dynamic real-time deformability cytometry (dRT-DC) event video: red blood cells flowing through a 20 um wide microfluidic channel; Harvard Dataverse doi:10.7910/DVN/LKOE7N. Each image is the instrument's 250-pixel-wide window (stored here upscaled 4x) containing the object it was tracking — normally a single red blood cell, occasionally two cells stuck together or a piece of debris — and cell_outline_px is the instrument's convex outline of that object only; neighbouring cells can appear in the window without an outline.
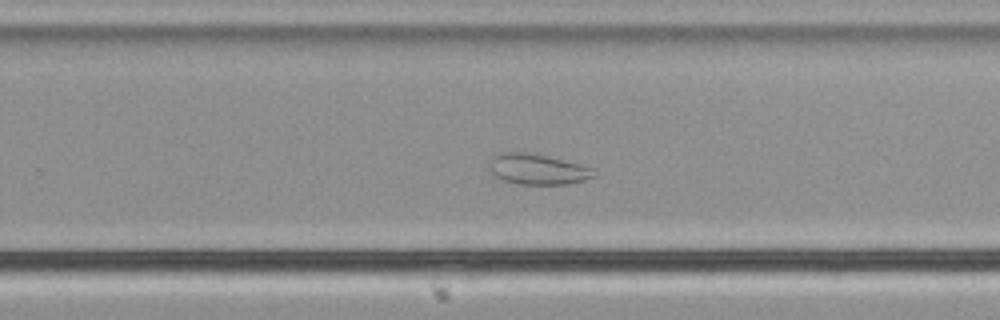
{"species": "common noctule bat (a hibernating species)", "species_latin": "Nyctalus noctula", "temperature_condition": "cold", "stored_images_in_passage": 58, "camera_frame_rate_fps": 3000, "um_per_image_px": 0.085, "animal": {"sex": "male", "body_mass_g": 21.5, "forearm_length_mm": 52.0}, "frame": {"image": 1, "passage_image": 38, "time_ms": 12.333, "image_size_px": [1000, 320], "cell_outline_px": [[596, 176], [584, 180], [568, 184], [520, 184], [500, 180], [492, 176], [488, 168], [488, 164], [492, 156], [500, 152], [528, 152], [548, 156], [596, 168]], "centroid_in_image_um": [45.66, 14.38], "position_along_channel_um": 284.1, "area_um2": 19.13}}
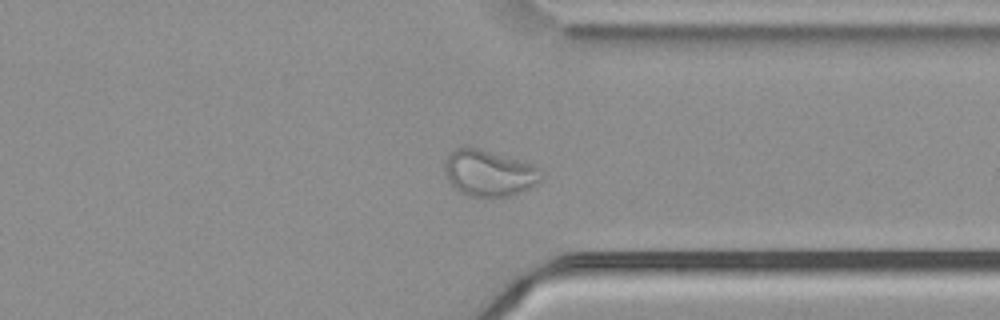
{"frame": {"image": 2, "passage_image": 45, "time_ms": 14.667, "image_size_px": [1000, 320], "cell_outline_px": [[544, 176], [536, 184], [512, 196], [488, 200], [468, 196], [452, 188], [444, 172], [444, 164], [448, 156], [456, 148], [476, 148], [532, 164], [540, 168], [544, 172]], "centroid_in_image_um": [41.57, 14.79], "position_along_channel_um": 369.8, "area_um2": 26.47}}
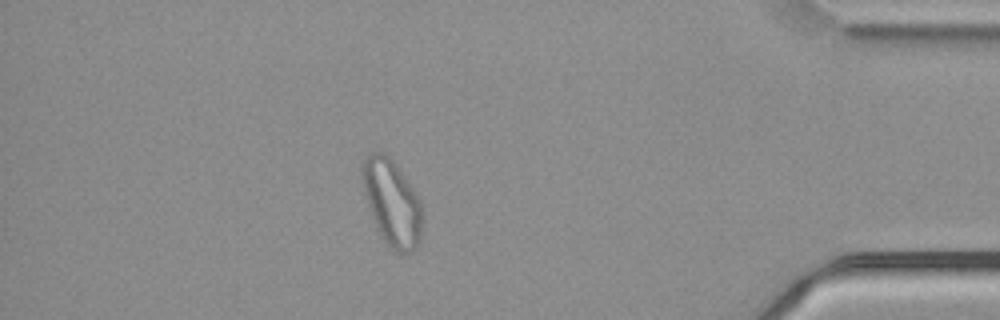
{"frame": {"image": 3, "passage_image": 51, "time_ms": 16.667, "image_size_px": [1000, 320], "cell_outline_px": [[424, 216], [420, 240], [416, 248], [412, 252], [404, 256], [396, 252], [380, 236], [376, 228], [364, 192], [360, 176], [360, 168], [364, 160], [372, 152], [384, 152], [392, 160], [412, 188], [424, 212]], "centroid_in_image_um": [33.32, 17.28], "position_along_channel_um": 401.9, "area_um2": 30.23}, "authors_computed_cell_mechanics": {"area_um2": 29.7959, "velocity_mm_per_s": 3.6917, "shape_relaxation_time_tau1_ms": null, "shape_relaxation_time_tau2_ms": 1.7845, "deformation_change_tau1": null, "deformation_change_tau2": 0.0608}}